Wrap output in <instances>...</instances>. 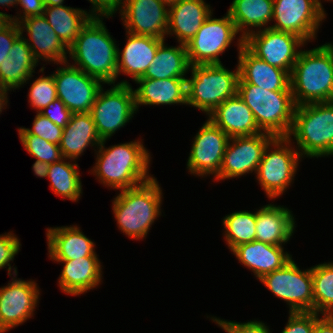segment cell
Here are the masks:
<instances>
[{
    "mask_svg": "<svg viewBox=\"0 0 333 333\" xmlns=\"http://www.w3.org/2000/svg\"><path fill=\"white\" fill-rule=\"evenodd\" d=\"M205 0H180L169 7L168 35H175L179 44L187 45L212 13Z\"/></svg>",
    "mask_w": 333,
    "mask_h": 333,
    "instance_id": "25",
    "label": "cell"
},
{
    "mask_svg": "<svg viewBox=\"0 0 333 333\" xmlns=\"http://www.w3.org/2000/svg\"><path fill=\"white\" fill-rule=\"evenodd\" d=\"M289 305V313L314 312L311 267L300 270L293 259L259 280Z\"/></svg>",
    "mask_w": 333,
    "mask_h": 333,
    "instance_id": "10",
    "label": "cell"
},
{
    "mask_svg": "<svg viewBox=\"0 0 333 333\" xmlns=\"http://www.w3.org/2000/svg\"><path fill=\"white\" fill-rule=\"evenodd\" d=\"M12 23V15L0 12V32L6 30Z\"/></svg>",
    "mask_w": 333,
    "mask_h": 333,
    "instance_id": "49",
    "label": "cell"
},
{
    "mask_svg": "<svg viewBox=\"0 0 333 333\" xmlns=\"http://www.w3.org/2000/svg\"><path fill=\"white\" fill-rule=\"evenodd\" d=\"M49 166L50 164L48 163L36 160L32 165V169L37 177L46 178L48 175Z\"/></svg>",
    "mask_w": 333,
    "mask_h": 333,
    "instance_id": "48",
    "label": "cell"
},
{
    "mask_svg": "<svg viewBox=\"0 0 333 333\" xmlns=\"http://www.w3.org/2000/svg\"><path fill=\"white\" fill-rule=\"evenodd\" d=\"M219 327H221L226 333H271L269 327L258 320H250L248 322L240 323L235 321H227L220 318L211 317Z\"/></svg>",
    "mask_w": 333,
    "mask_h": 333,
    "instance_id": "42",
    "label": "cell"
},
{
    "mask_svg": "<svg viewBox=\"0 0 333 333\" xmlns=\"http://www.w3.org/2000/svg\"><path fill=\"white\" fill-rule=\"evenodd\" d=\"M307 43L299 36L271 28L250 33L244 45L258 58L269 65L278 67L291 74L301 51Z\"/></svg>",
    "mask_w": 333,
    "mask_h": 333,
    "instance_id": "13",
    "label": "cell"
},
{
    "mask_svg": "<svg viewBox=\"0 0 333 333\" xmlns=\"http://www.w3.org/2000/svg\"><path fill=\"white\" fill-rule=\"evenodd\" d=\"M230 137L209 119L193 139L187 169L193 175L216 177L222 166L224 153Z\"/></svg>",
    "mask_w": 333,
    "mask_h": 333,
    "instance_id": "15",
    "label": "cell"
},
{
    "mask_svg": "<svg viewBox=\"0 0 333 333\" xmlns=\"http://www.w3.org/2000/svg\"><path fill=\"white\" fill-rule=\"evenodd\" d=\"M107 140H102L95 150L96 162L91 169L101 184L115 190L137 187L152 179L149 175L150 152L142 140L105 147Z\"/></svg>",
    "mask_w": 333,
    "mask_h": 333,
    "instance_id": "1",
    "label": "cell"
},
{
    "mask_svg": "<svg viewBox=\"0 0 333 333\" xmlns=\"http://www.w3.org/2000/svg\"><path fill=\"white\" fill-rule=\"evenodd\" d=\"M18 25L21 34L23 32L28 34L29 39L25 38L26 43L38 62L42 59L58 65L69 61L68 48L61 42L43 15L28 17L21 20Z\"/></svg>",
    "mask_w": 333,
    "mask_h": 333,
    "instance_id": "20",
    "label": "cell"
},
{
    "mask_svg": "<svg viewBox=\"0 0 333 333\" xmlns=\"http://www.w3.org/2000/svg\"><path fill=\"white\" fill-rule=\"evenodd\" d=\"M274 138L275 136L266 132L230 138L219 174L213 179L222 181L238 178L253 171L256 173L267 145Z\"/></svg>",
    "mask_w": 333,
    "mask_h": 333,
    "instance_id": "16",
    "label": "cell"
},
{
    "mask_svg": "<svg viewBox=\"0 0 333 333\" xmlns=\"http://www.w3.org/2000/svg\"><path fill=\"white\" fill-rule=\"evenodd\" d=\"M320 315L315 312L289 313L288 321L281 333H313Z\"/></svg>",
    "mask_w": 333,
    "mask_h": 333,
    "instance_id": "41",
    "label": "cell"
},
{
    "mask_svg": "<svg viewBox=\"0 0 333 333\" xmlns=\"http://www.w3.org/2000/svg\"><path fill=\"white\" fill-rule=\"evenodd\" d=\"M326 1H327V2H328V1H331V2H333V0H326ZM319 2H320V4L322 5V3H321V0H319Z\"/></svg>",
    "mask_w": 333,
    "mask_h": 333,
    "instance_id": "55",
    "label": "cell"
},
{
    "mask_svg": "<svg viewBox=\"0 0 333 333\" xmlns=\"http://www.w3.org/2000/svg\"><path fill=\"white\" fill-rule=\"evenodd\" d=\"M25 150L41 162L53 164L63 159L59 145L32 134H18Z\"/></svg>",
    "mask_w": 333,
    "mask_h": 333,
    "instance_id": "37",
    "label": "cell"
},
{
    "mask_svg": "<svg viewBox=\"0 0 333 333\" xmlns=\"http://www.w3.org/2000/svg\"><path fill=\"white\" fill-rule=\"evenodd\" d=\"M332 320H333V314H331V315H328Z\"/></svg>",
    "mask_w": 333,
    "mask_h": 333,
    "instance_id": "56",
    "label": "cell"
},
{
    "mask_svg": "<svg viewBox=\"0 0 333 333\" xmlns=\"http://www.w3.org/2000/svg\"><path fill=\"white\" fill-rule=\"evenodd\" d=\"M313 333H333V320L328 315H322L316 321Z\"/></svg>",
    "mask_w": 333,
    "mask_h": 333,
    "instance_id": "47",
    "label": "cell"
},
{
    "mask_svg": "<svg viewBox=\"0 0 333 333\" xmlns=\"http://www.w3.org/2000/svg\"><path fill=\"white\" fill-rule=\"evenodd\" d=\"M17 3H18V0H0V5L1 6H7V7H10V6H17Z\"/></svg>",
    "mask_w": 333,
    "mask_h": 333,
    "instance_id": "52",
    "label": "cell"
},
{
    "mask_svg": "<svg viewBox=\"0 0 333 333\" xmlns=\"http://www.w3.org/2000/svg\"><path fill=\"white\" fill-rule=\"evenodd\" d=\"M21 35L18 23L13 22L6 30L0 32V66L9 56L15 40Z\"/></svg>",
    "mask_w": 333,
    "mask_h": 333,
    "instance_id": "45",
    "label": "cell"
},
{
    "mask_svg": "<svg viewBox=\"0 0 333 333\" xmlns=\"http://www.w3.org/2000/svg\"><path fill=\"white\" fill-rule=\"evenodd\" d=\"M92 17L68 48L72 66L109 86L117 82V44L103 22Z\"/></svg>",
    "mask_w": 333,
    "mask_h": 333,
    "instance_id": "2",
    "label": "cell"
},
{
    "mask_svg": "<svg viewBox=\"0 0 333 333\" xmlns=\"http://www.w3.org/2000/svg\"><path fill=\"white\" fill-rule=\"evenodd\" d=\"M224 239L230 251L235 247L256 240V211H237L226 215L222 221Z\"/></svg>",
    "mask_w": 333,
    "mask_h": 333,
    "instance_id": "35",
    "label": "cell"
},
{
    "mask_svg": "<svg viewBox=\"0 0 333 333\" xmlns=\"http://www.w3.org/2000/svg\"><path fill=\"white\" fill-rule=\"evenodd\" d=\"M273 3L274 0H233L227 12L245 39L256 28V31L269 28L267 24L273 20Z\"/></svg>",
    "mask_w": 333,
    "mask_h": 333,
    "instance_id": "31",
    "label": "cell"
},
{
    "mask_svg": "<svg viewBox=\"0 0 333 333\" xmlns=\"http://www.w3.org/2000/svg\"><path fill=\"white\" fill-rule=\"evenodd\" d=\"M322 46L328 51L329 55L331 56L332 63H333V44L332 43H325Z\"/></svg>",
    "mask_w": 333,
    "mask_h": 333,
    "instance_id": "53",
    "label": "cell"
},
{
    "mask_svg": "<svg viewBox=\"0 0 333 333\" xmlns=\"http://www.w3.org/2000/svg\"><path fill=\"white\" fill-rule=\"evenodd\" d=\"M92 4L89 14L97 18L113 17L118 10L121 11L124 0H88Z\"/></svg>",
    "mask_w": 333,
    "mask_h": 333,
    "instance_id": "44",
    "label": "cell"
},
{
    "mask_svg": "<svg viewBox=\"0 0 333 333\" xmlns=\"http://www.w3.org/2000/svg\"><path fill=\"white\" fill-rule=\"evenodd\" d=\"M39 113L62 128L68 124L73 114L59 98L55 99Z\"/></svg>",
    "mask_w": 333,
    "mask_h": 333,
    "instance_id": "43",
    "label": "cell"
},
{
    "mask_svg": "<svg viewBox=\"0 0 333 333\" xmlns=\"http://www.w3.org/2000/svg\"><path fill=\"white\" fill-rule=\"evenodd\" d=\"M231 252L238 261L250 269L260 280L264 275L282 268L292 259V255L284 252L283 246L272 245L254 240L235 247Z\"/></svg>",
    "mask_w": 333,
    "mask_h": 333,
    "instance_id": "24",
    "label": "cell"
},
{
    "mask_svg": "<svg viewBox=\"0 0 333 333\" xmlns=\"http://www.w3.org/2000/svg\"><path fill=\"white\" fill-rule=\"evenodd\" d=\"M16 276L0 288V328L4 333L33 317L39 303L37 283L31 279H17Z\"/></svg>",
    "mask_w": 333,
    "mask_h": 333,
    "instance_id": "17",
    "label": "cell"
},
{
    "mask_svg": "<svg viewBox=\"0 0 333 333\" xmlns=\"http://www.w3.org/2000/svg\"><path fill=\"white\" fill-rule=\"evenodd\" d=\"M238 42V83H249L268 91H291L290 73L269 65L254 55L245 45L240 35Z\"/></svg>",
    "mask_w": 333,
    "mask_h": 333,
    "instance_id": "19",
    "label": "cell"
},
{
    "mask_svg": "<svg viewBox=\"0 0 333 333\" xmlns=\"http://www.w3.org/2000/svg\"><path fill=\"white\" fill-rule=\"evenodd\" d=\"M120 16L127 32L166 39L169 7L160 0H124Z\"/></svg>",
    "mask_w": 333,
    "mask_h": 333,
    "instance_id": "18",
    "label": "cell"
},
{
    "mask_svg": "<svg viewBox=\"0 0 333 333\" xmlns=\"http://www.w3.org/2000/svg\"><path fill=\"white\" fill-rule=\"evenodd\" d=\"M46 237L48 257L54 262L98 256L95 243L77 225L48 227Z\"/></svg>",
    "mask_w": 333,
    "mask_h": 333,
    "instance_id": "22",
    "label": "cell"
},
{
    "mask_svg": "<svg viewBox=\"0 0 333 333\" xmlns=\"http://www.w3.org/2000/svg\"><path fill=\"white\" fill-rule=\"evenodd\" d=\"M126 37V45L122 52L117 48V79L122 73L136 82L144 76L157 53L158 46L165 39L135 35L127 31Z\"/></svg>",
    "mask_w": 333,
    "mask_h": 333,
    "instance_id": "21",
    "label": "cell"
},
{
    "mask_svg": "<svg viewBox=\"0 0 333 333\" xmlns=\"http://www.w3.org/2000/svg\"><path fill=\"white\" fill-rule=\"evenodd\" d=\"M60 65L53 73L57 97L73 114L90 112L104 83L68 61Z\"/></svg>",
    "mask_w": 333,
    "mask_h": 333,
    "instance_id": "14",
    "label": "cell"
},
{
    "mask_svg": "<svg viewBox=\"0 0 333 333\" xmlns=\"http://www.w3.org/2000/svg\"><path fill=\"white\" fill-rule=\"evenodd\" d=\"M32 128L20 127L19 134H32L42 139L59 145L62 137L63 128L52 123L47 117L36 113Z\"/></svg>",
    "mask_w": 333,
    "mask_h": 333,
    "instance_id": "39",
    "label": "cell"
},
{
    "mask_svg": "<svg viewBox=\"0 0 333 333\" xmlns=\"http://www.w3.org/2000/svg\"><path fill=\"white\" fill-rule=\"evenodd\" d=\"M206 18L196 35L186 45L190 65L222 64L219 55L230 47L239 34L227 12L222 18Z\"/></svg>",
    "mask_w": 333,
    "mask_h": 333,
    "instance_id": "11",
    "label": "cell"
},
{
    "mask_svg": "<svg viewBox=\"0 0 333 333\" xmlns=\"http://www.w3.org/2000/svg\"><path fill=\"white\" fill-rule=\"evenodd\" d=\"M287 137L302 158L333 155V101L296 106Z\"/></svg>",
    "mask_w": 333,
    "mask_h": 333,
    "instance_id": "5",
    "label": "cell"
},
{
    "mask_svg": "<svg viewBox=\"0 0 333 333\" xmlns=\"http://www.w3.org/2000/svg\"><path fill=\"white\" fill-rule=\"evenodd\" d=\"M43 16L61 42L69 48L92 16L86 10L60 5L45 7Z\"/></svg>",
    "mask_w": 333,
    "mask_h": 333,
    "instance_id": "33",
    "label": "cell"
},
{
    "mask_svg": "<svg viewBox=\"0 0 333 333\" xmlns=\"http://www.w3.org/2000/svg\"><path fill=\"white\" fill-rule=\"evenodd\" d=\"M294 218L292 211L284 206L264 205L256 211V240L283 246L294 234Z\"/></svg>",
    "mask_w": 333,
    "mask_h": 333,
    "instance_id": "27",
    "label": "cell"
},
{
    "mask_svg": "<svg viewBox=\"0 0 333 333\" xmlns=\"http://www.w3.org/2000/svg\"><path fill=\"white\" fill-rule=\"evenodd\" d=\"M290 80L296 106L333 101V63L322 45L301 49Z\"/></svg>",
    "mask_w": 333,
    "mask_h": 333,
    "instance_id": "4",
    "label": "cell"
},
{
    "mask_svg": "<svg viewBox=\"0 0 333 333\" xmlns=\"http://www.w3.org/2000/svg\"><path fill=\"white\" fill-rule=\"evenodd\" d=\"M326 15L319 0H274L272 21L275 24L269 28L293 33L308 43L317 39Z\"/></svg>",
    "mask_w": 333,
    "mask_h": 333,
    "instance_id": "12",
    "label": "cell"
},
{
    "mask_svg": "<svg viewBox=\"0 0 333 333\" xmlns=\"http://www.w3.org/2000/svg\"><path fill=\"white\" fill-rule=\"evenodd\" d=\"M69 160V162L65 161ZM73 161V163H71ZM75 162V163H74ZM79 166L75 160L63 158L58 162L50 164L48 179H50L51 191L55 195L77 202L82 194V182Z\"/></svg>",
    "mask_w": 333,
    "mask_h": 333,
    "instance_id": "34",
    "label": "cell"
},
{
    "mask_svg": "<svg viewBox=\"0 0 333 333\" xmlns=\"http://www.w3.org/2000/svg\"><path fill=\"white\" fill-rule=\"evenodd\" d=\"M207 118L230 138L262 133L251 109L238 93L217 106Z\"/></svg>",
    "mask_w": 333,
    "mask_h": 333,
    "instance_id": "23",
    "label": "cell"
},
{
    "mask_svg": "<svg viewBox=\"0 0 333 333\" xmlns=\"http://www.w3.org/2000/svg\"><path fill=\"white\" fill-rule=\"evenodd\" d=\"M56 262L64 264L58 285L61 291L67 295L85 294L102 282V264L98 256Z\"/></svg>",
    "mask_w": 333,
    "mask_h": 333,
    "instance_id": "26",
    "label": "cell"
},
{
    "mask_svg": "<svg viewBox=\"0 0 333 333\" xmlns=\"http://www.w3.org/2000/svg\"><path fill=\"white\" fill-rule=\"evenodd\" d=\"M45 7H54L63 5L64 0H43Z\"/></svg>",
    "mask_w": 333,
    "mask_h": 333,
    "instance_id": "51",
    "label": "cell"
},
{
    "mask_svg": "<svg viewBox=\"0 0 333 333\" xmlns=\"http://www.w3.org/2000/svg\"><path fill=\"white\" fill-rule=\"evenodd\" d=\"M162 190L155 177L134 188L121 190L112 201L117 227L134 240L147 237L161 213Z\"/></svg>",
    "mask_w": 333,
    "mask_h": 333,
    "instance_id": "3",
    "label": "cell"
},
{
    "mask_svg": "<svg viewBox=\"0 0 333 333\" xmlns=\"http://www.w3.org/2000/svg\"><path fill=\"white\" fill-rule=\"evenodd\" d=\"M18 5L21 6L23 15L18 13V15L13 16L12 20L15 23H19L21 20L28 17L41 16L43 15L45 9L43 0H18L17 6Z\"/></svg>",
    "mask_w": 333,
    "mask_h": 333,
    "instance_id": "46",
    "label": "cell"
},
{
    "mask_svg": "<svg viewBox=\"0 0 333 333\" xmlns=\"http://www.w3.org/2000/svg\"><path fill=\"white\" fill-rule=\"evenodd\" d=\"M314 312L322 315L333 314V262L311 267Z\"/></svg>",
    "mask_w": 333,
    "mask_h": 333,
    "instance_id": "36",
    "label": "cell"
},
{
    "mask_svg": "<svg viewBox=\"0 0 333 333\" xmlns=\"http://www.w3.org/2000/svg\"><path fill=\"white\" fill-rule=\"evenodd\" d=\"M8 91L10 90L0 85V114L2 110L5 109V106L7 107L8 105Z\"/></svg>",
    "mask_w": 333,
    "mask_h": 333,
    "instance_id": "50",
    "label": "cell"
},
{
    "mask_svg": "<svg viewBox=\"0 0 333 333\" xmlns=\"http://www.w3.org/2000/svg\"><path fill=\"white\" fill-rule=\"evenodd\" d=\"M135 92L126 80L100 89L90 114L101 140H108L124 127L136 113Z\"/></svg>",
    "mask_w": 333,
    "mask_h": 333,
    "instance_id": "9",
    "label": "cell"
},
{
    "mask_svg": "<svg viewBox=\"0 0 333 333\" xmlns=\"http://www.w3.org/2000/svg\"><path fill=\"white\" fill-rule=\"evenodd\" d=\"M21 247L20 239L12 233H4L0 235V270L8 266V275H17V268L11 267L10 262L14 260V257L18 254ZM14 268V269H13ZM13 271V273H11Z\"/></svg>",
    "mask_w": 333,
    "mask_h": 333,
    "instance_id": "40",
    "label": "cell"
},
{
    "mask_svg": "<svg viewBox=\"0 0 333 333\" xmlns=\"http://www.w3.org/2000/svg\"><path fill=\"white\" fill-rule=\"evenodd\" d=\"M291 143L288 137H275L257 168L256 178L269 199L283 195L294 181L302 157Z\"/></svg>",
    "mask_w": 333,
    "mask_h": 333,
    "instance_id": "8",
    "label": "cell"
},
{
    "mask_svg": "<svg viewBox=\"0 0 333 333\" xmlns=\"http://www.w3.org/2000/svg\"><path fill=\"white\" fill-rule=\"evenodd\" d=\"M44 76V77H43ZM30 107L41 112L51 102L57 99L56 85L53 74L49 76L42 75L38 77L29 88L28 93Z\"/></svg>",
    "mask_w": 333,
    "mask_h": 333,
    "instance_id": "38",
    "label": "cell"
},
{
    "mask_svg": "<svg viewBox=\"0 0 333 333\" xmlns=\"http://www.w3.org/2000/svg\"><path fill=\"white\" fill-rule=\"evenodd\" d=\"M165 40L158 46L157 53L141 78L167 79L185 78L190 69L186 45L166 46Z\"/></svg>",
    "mask_w": 333,
    "mask_h": 333,
    "instance_id": "32",
    "label": "cell"
},
{
    "mask_svg": "<svg viewBox=\"0 0 333 333\" xmlns=\"http://www.w3.org/2000/svg\"><path fill=\"white\" fill-rule=\"evenodd\" d=\"M230 71L223 64L190 65L187 78V105L207 116L226 99L237 94L239 68Z\"/></svg>",
    "mask_w": 333,
    "mask_h": 333,
    "instance_id": "7",
    "label": "cell"
},
{
    "mask_svg": "<svg viewBox=\"0 0 333 333\" xmlns=\"http://www.w3.org/2000/svg\"><path fill=\"white\" fill-rule=\"evenodd\" d=\"M160 1L163 2L165 5H167L168 7H170L175 3L179 2L180 0H160Z\"/></svg>",
    "mask_w": 333,
    "mask_h": 333,
    "instance_id": "54",
    "label": "cell"
},
{
    "mask_svg": "<svg viewBox=\"0 0 333 333\" xmlns=\"http://www.w3.org/2000/svg\"><path fill=\"white\" fill-rule=\"evenodd\" d=\"M238 95L251 109L262 132L287 137L292 128L295 102L291 91H268L249 83H238Z\"/></svg>",
    "mask_w": 333,
    "mask_h": 333,
    "instance_id": "6",
    "label": "cell"
},
{
    "mask_svg": "<svg viewBox=\"0 0 333 333\" xmlns=\"http://www.w3.org/2000/svg\"><path fill=\"white\" fill-rule=\"evenodd\" d=\"M38 65L37 59L21 34L12 45L9 56L0 66V85L13 91L30 81Z\"/></svg>",
    "mask_w": 333,
    "mask_h": 333,
    "instance_id": "29",
    "label": "cell"
},
{
    "mask_svg": "<svg viewBox=\"0 0 333 333\" xmlns=\"http://www.w3.org/2000/svg\"><path fill=\"white\" fill-rule=\"evenodd\" d=\"M102 142L90 112L74 113L63 128L59 147L63 158L77 160L87 147Z\"/></svg>",
    "mask_w": 333,
    "mask_h": 333,
    "instance_id": "30",
    "label": "cell"
},
{
    "mask_svg": "<svg viewBox=\"0 0 333 333\" xmlns=\"http://www.w3.org/2000/svg\"><path fill=\"white\" fill-rule=\"evenodd\" d=\"M135 92V107L139 105H178L187 106V78H167L163 80L139 78Z\"/></svg>",
    "mask_w": 333,
    "mask_h": 333,
    "instance_id": "28",
    "label": "cell"
}]
</instances>
